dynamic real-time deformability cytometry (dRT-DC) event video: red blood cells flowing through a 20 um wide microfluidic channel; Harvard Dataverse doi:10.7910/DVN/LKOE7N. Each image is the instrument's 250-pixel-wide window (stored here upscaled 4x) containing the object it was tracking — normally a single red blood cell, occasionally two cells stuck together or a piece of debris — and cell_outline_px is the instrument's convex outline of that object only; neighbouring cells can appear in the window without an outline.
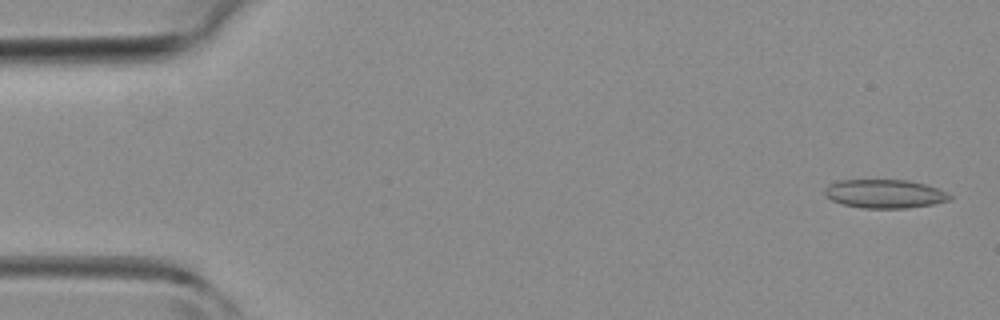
{"species": "common noctule bat (a hibernating species)", "species_latin": "Nyctalus noctula", "temperature_condition": "room temperature", "stored_images_in_passage": 44, "camera_frame_rate_fps": 3000, "um_per_image_px": 0.085, "animal": {"sex": "female", "body_mass_g": 19.3, "forearm_length_mm": 54.1}, "frame": {"image": 1, "passage_image": 1, "time_ms": 0.0, "image_size_px": [1000, 320], "cell_outline_px": [[952, 200], [932, 204], [908, 208], [864, 208], [844, 204], [832, 200], [824, 192], [824, 188], [828, 184], [840, 180], [908, 180], [924, 184], [948, 192], [952, 196]], "centroid_in_image_um": [75.23, 16.47], "position_along_channel_um": 9.8, "area_um2": 20.81}}
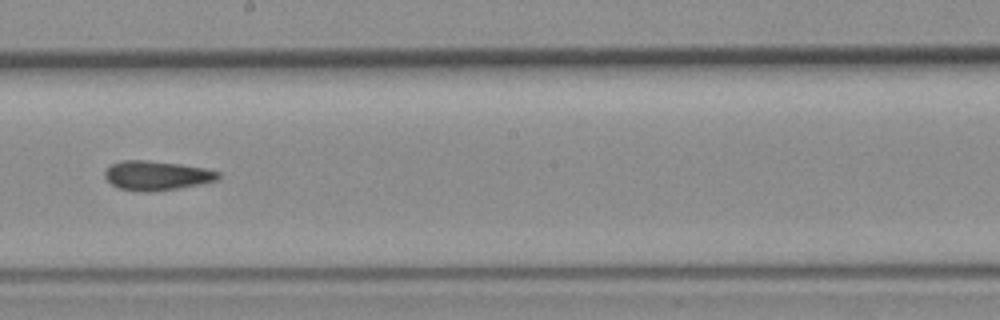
{"frame": {"image": 2, "passage_image": 24, "time_ms": 7.667, "image_size_px": [1000, 320], "cell_outline_px": [[220, 176], [216, 180], [200, 184], [180, 188], [156, 192], [140, 192], [120, 188], [112, 184], [104, 176], [104, 168], [108, 164], [120, 160], [148, 160], [180, 164], [204, 168], [220, 172]], "centroid_in_image_um": [13.26, 14.92], "position_along_channel_um": 234.9, "area_um2": 19.71}}
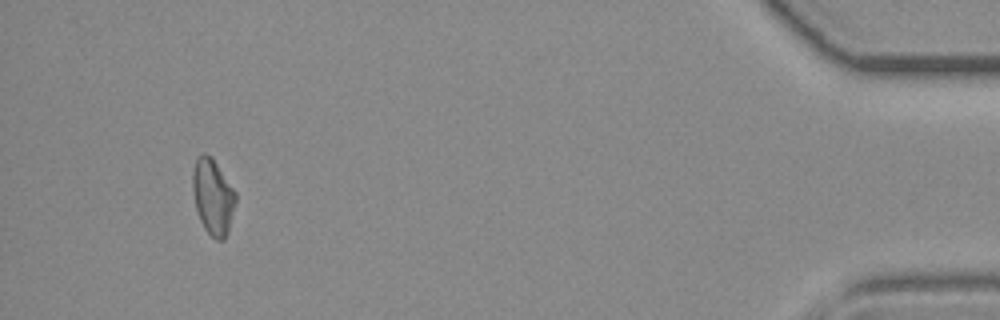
{"frame": {"image": 3, "passage_image": 41, "time_ms": 13.333, "image_size_px": [1000, 320], "cell_outline_px": [[236, 200], [228, 232], [224, 240], [216, 240], [204, 228], [200, 220], [196, 208], [192, 188], [192, 172], [196, 156], [204, 152], [212, 156], [236, 192]], "centroid_in_image_um": [18.09, 16.68], "position_along_channel_um": 417.1, "area_um2": 19.13}}